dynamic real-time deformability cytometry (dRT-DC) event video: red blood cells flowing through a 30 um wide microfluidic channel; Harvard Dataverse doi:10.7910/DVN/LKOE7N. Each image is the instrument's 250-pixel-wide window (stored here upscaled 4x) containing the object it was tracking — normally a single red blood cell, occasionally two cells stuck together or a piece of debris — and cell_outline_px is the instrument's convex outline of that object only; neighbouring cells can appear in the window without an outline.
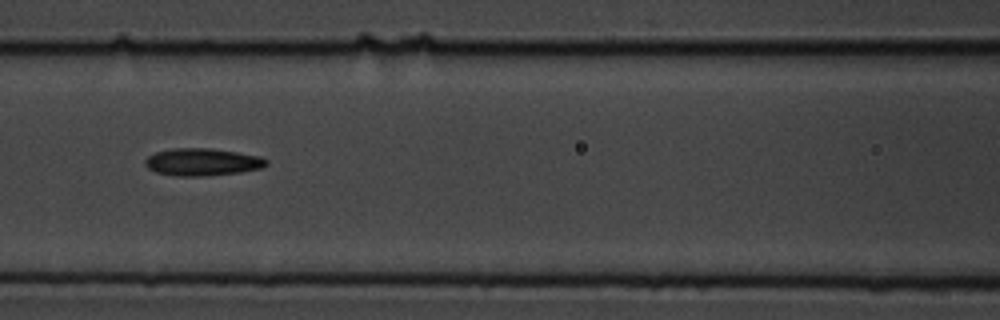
{"species": "common noctule bat (a hibernating species)", "species_latin": "Nyctalus noctula", "temperature_condition": "cold", "stored_images_in_passage": 11, "segment_of_instrument_passage": [1, 2], "camera_frame_rate_fps": 3000, "um_per_image_px": 0.085, "animal": {"sex": "male", "body_mass_g": 19.5, "forearm_length_mm": 54.6}, "frame": {"image": 1, "passage_image": 7, "time_ms": 7.667, "image_size_px": [1000, 320], "cell_outline_px": [[268, 164], [260, 168], [240, 172], [204, 176], [176, 176], [156, 172], [148, 168], [144, 164], [144, 160], [148, 156], [156, 152], [172, 148], [212, 148], [260, 156], [268, 160]], "centroid_in_image_um": [17.18, 13.77], "position_along_channel_um": 149.4, "area_um2": 19.36}}
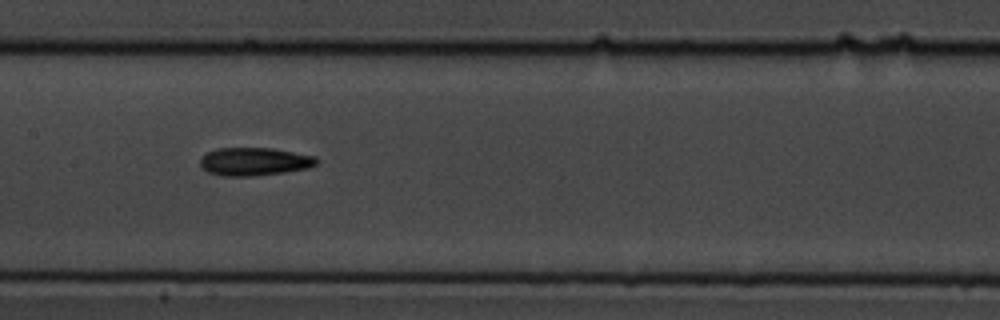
{"frame": {"image": 2, "passage_image": 8, "time_ms": 8.667, "image_size_px": [1000, 320], "cell_outline_px": [[320, 160], [316, 164], [308, 168], [284, 172], [252, 176], [220, 176], [208, 172], [200, 164], [200, 160], [208, 152], [216, 148], [272, 148], [316, 156]], "centroid_in_image_um": [21.65, 13.73], "position_along_channel_um": 185.8, "area_um2": 19.02}}
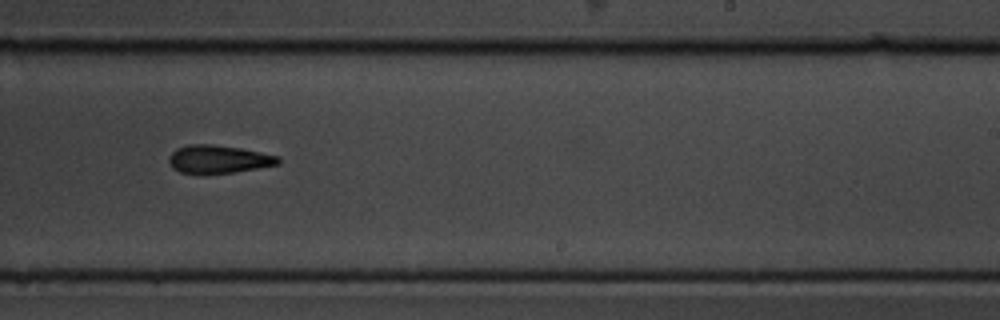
{"frame": {"image": 3, "passage_image": 10, "time_ms": 11.0, "image_size_px": [1000, 320], "cell_outline_px": [[280, 164], [232, 172], [204, 176], [200, 176], [180, 172], [172, 168], [168, 160], [172, 152], [176, 148], [188, 144], [212, 144], [240, 148], [280, 156]], "centroid_in_image_um": [18.52, 13.56], "position_along_channel_um": 270.5, "area_um2": 18.32}}